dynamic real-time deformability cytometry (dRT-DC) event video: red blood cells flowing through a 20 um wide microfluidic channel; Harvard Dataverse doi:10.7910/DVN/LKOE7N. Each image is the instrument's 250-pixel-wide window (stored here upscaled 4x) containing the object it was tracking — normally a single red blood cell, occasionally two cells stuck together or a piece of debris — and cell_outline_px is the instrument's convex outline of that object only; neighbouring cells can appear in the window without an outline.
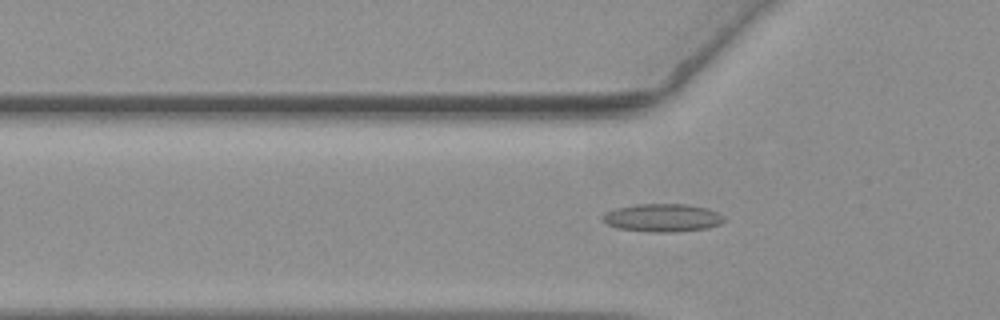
{"species": "common noctule bat (a hibernating species)", "species_latin": "Nyctalus noctula", "temperature_condition": "warm", "stored_images_in_passage": 52, "camera_frame_rate_fps": 3000, "um_per_image_px": 0.085, "animal": {"sex": "female", "body_mass_g": 19.3, "forearm_length_mm": 54.1}, "frame": {"image": 1, "passage_image": 15, "time_ms": 4.667, "image_size_px": [1000, 320], "cell_outline_px": [[724, 220], [720, 224], [708, 228], [676, 232], [648, 232], [616, 228], [608, 224], [600, 216], [604, 212], [616, 208], [636, 204], [688, 204], [708, 208], [724, 216]], "centroid_in_image_um": [56.3, 18.51], "position_along_channel_um": 69.5, "area_um2": 20.0}}
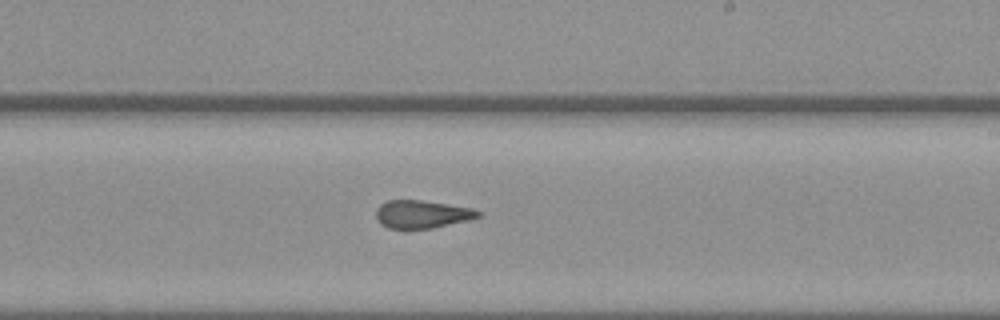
{"frame": {"image": 2, "passage_image": 30, "time_ms": 9.667, "image_size_px": [1000, 320], "cell_outline_px": [[480, 216], [468, 220], [432, 228], [388, 228], [380, 224], [376, 220], [376, 208], [380, 204], [388, 200], [420, 200], [472, 208], [480, 212]], "centroid_in_image_um": [35.82, 18.2], "position_along_channel_um": 253.2, "area_um2": 16.47}}
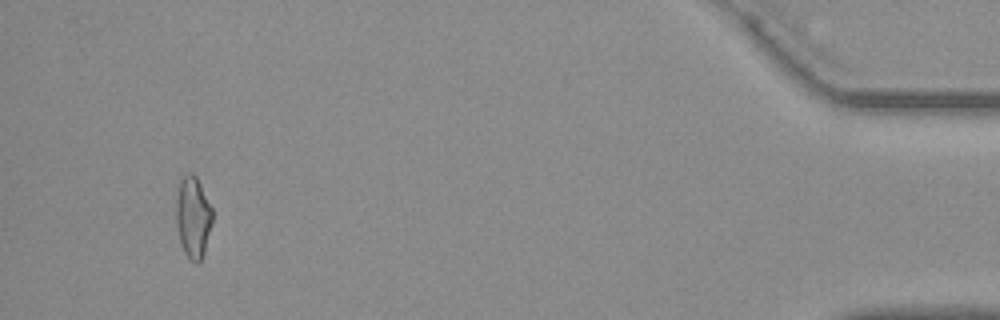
{"frame": {"image": 3, "passage_image": 50, "time_ms": 16.333, "image_size_px": [1000, 320], "cell_outline_px": [[212, 224], [204, 252], [200, 260], [196, 264], [188, 260], [184, 252], [180, 240], [176, 224], [176, 196], [180, 180], [188, 172], [192, 172], [196, 176], [212, 208]], "centroid_in_image_um": [16.4, 18.47], "position_along_channel_um": 418.8, "area_um2": 17.28}}